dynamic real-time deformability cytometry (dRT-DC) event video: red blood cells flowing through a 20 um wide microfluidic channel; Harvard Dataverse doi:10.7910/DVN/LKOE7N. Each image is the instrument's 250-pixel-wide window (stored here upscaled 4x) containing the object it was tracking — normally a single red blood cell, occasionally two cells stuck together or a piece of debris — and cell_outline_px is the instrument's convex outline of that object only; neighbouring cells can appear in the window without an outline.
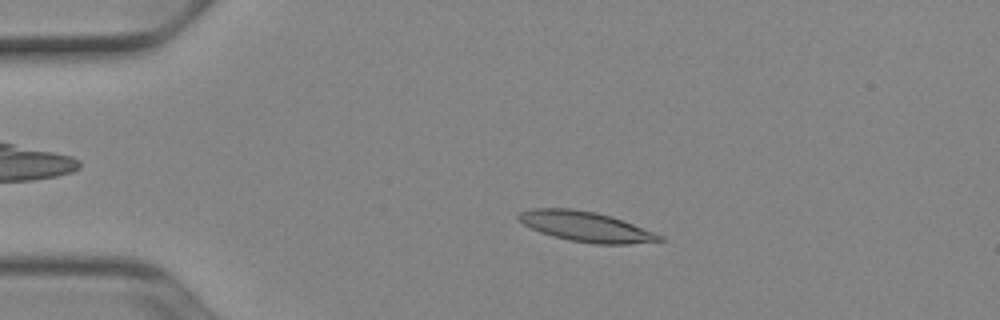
{"species": "Egyptian fruit bat (a non-hibernating species)", "species_latin": "Rousettus aegyptiacus", "temperature_condition": "cold", "stored_images_in_passage": 51, "camera_frame_rate_fps": 3000, "um_per_image_px": 0.085, "animal": {"sex": "female"}, "frame": {"image": 1, "passage_image": 10, "time_ms": 3.0, "image_size_px": [1000, 320], "cell_outline_px": [[664, 240], [628, 244], [596, 244], [568, 240], [552, 236], [540, 232], [524, 224], [516, 216], [520, 212], [532, 208], [572, 208], [596, 212], [612, 216], [624, 220], [656, 232], [664, 236]], "centroid_in_image_um": [49.83, 19.25], "position_along_channel_um": 35.2, "area_um2": 24.85}}
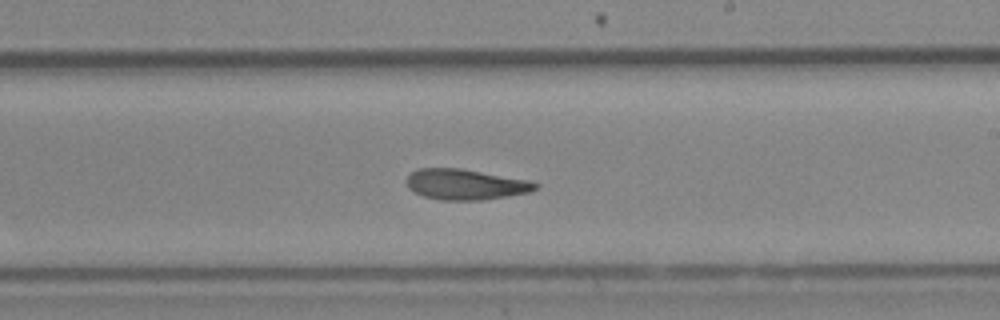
{"frame": {"image": 2, "passage_image": 30, "time_ms": 9.667, "image_size_px": [1000, 320], "cell_outline_px": [[540, 184], [536, 188], [528, 192], [508, 196], [484, 200], [440, 200], [424, 196], [408, 188], [404, 180], [416, 168], [460, 168], [532, 180]], "centroid_in_image_um": [39.57, 15.67], "position_along_channel_um": 249.4, "area_um2": 23.18}}
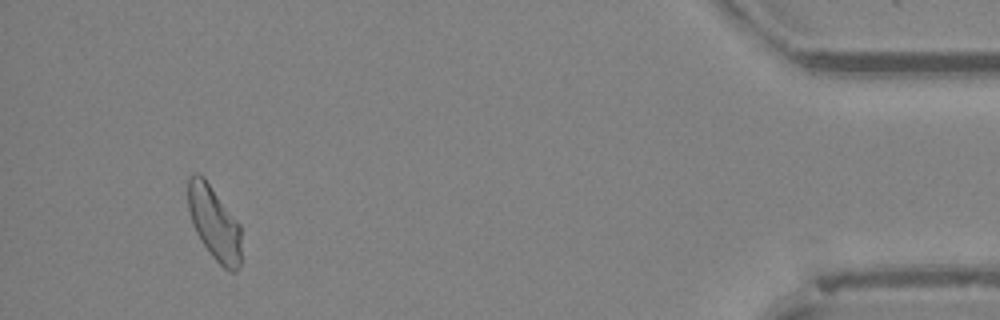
{"frame": {"image": 3, "passage_image": 48, "time_ms": 15.667, "image_size_px": [1000, 320], "cell_outline_px": [[240, 264], [236, 272], [228, 272], [212, 256], [200, 240], [192, 224], [188, 208], [188, 180], [196, 172], [204, 176], [240, 224]], "centroid_in_image_um": [18.21, 18.96], "position_along_channel_um": 417.0, "area_um2": 22.89}, "authors_computed_cell_mechanics": {"area_um2": 23.5246, "velocity_mm_per_s": 3.8862, "shape_relaxation_time_tau1_ms": 4.6485, "shape_relaxation_time_tau2_ms": 7.0196, "deformation_change_tau1": 0.1668, "deformation_change_tau2": 0.172}}